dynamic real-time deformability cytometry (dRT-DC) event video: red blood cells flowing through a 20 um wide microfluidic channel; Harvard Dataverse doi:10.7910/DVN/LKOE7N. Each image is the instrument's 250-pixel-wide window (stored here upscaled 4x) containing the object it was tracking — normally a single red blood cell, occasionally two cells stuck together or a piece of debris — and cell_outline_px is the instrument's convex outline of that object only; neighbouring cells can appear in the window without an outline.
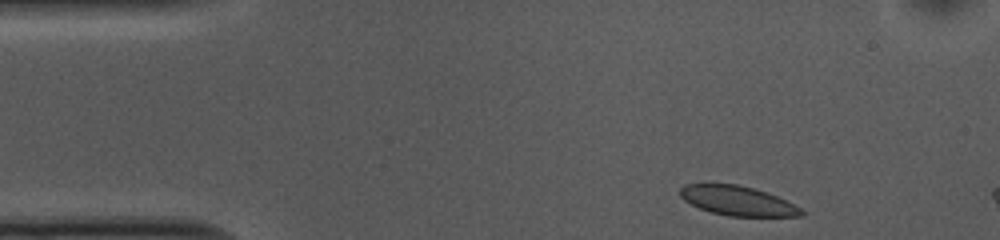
{"species": "common noctule bat (a hibernating species)", "species_latin": "Nyctalus noctula", "temperature_condition": "cold", "stored_images_in_passage": 6, "camera_frame_rate_fps": 3000, "um_per_image_px": 0.085, "animal": {"sex": "female", "body_mass_g": 10.0, "forearm_length_mm": 53.1}, "frame": {"image": 1, "passage_image": 1, "time_ms": 0.0, "image_size_px": [1000, 240], "cell_outline_px": [[808, 212], [804, 216], [728, 216], [712, 212], [700, 208], [684, 200], [680, 196], [680, 188], [684, 184], [736, 184], [752, 188], [776, 196]], "centroid_in_image_um": [62.7, 17.07], "position_along_channel_um": 22.3, "area_um2": 20.58}}